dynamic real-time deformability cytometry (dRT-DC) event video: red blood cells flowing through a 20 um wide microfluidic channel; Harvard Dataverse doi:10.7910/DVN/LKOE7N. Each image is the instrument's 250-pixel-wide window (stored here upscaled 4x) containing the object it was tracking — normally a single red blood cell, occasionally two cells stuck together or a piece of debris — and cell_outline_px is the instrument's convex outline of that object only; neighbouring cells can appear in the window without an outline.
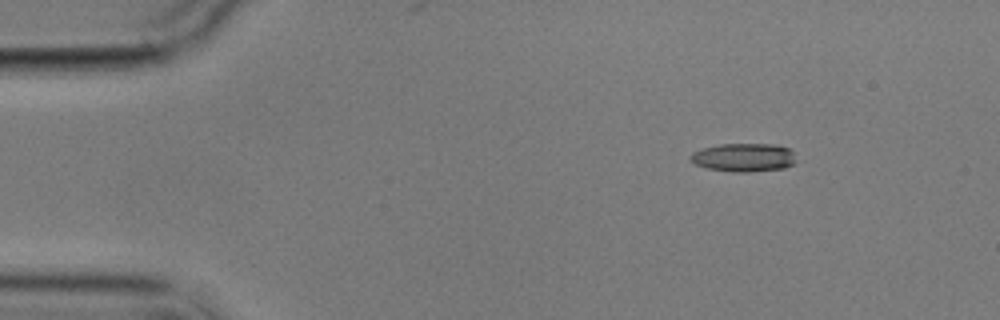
{"species": "common noctule bat (a hibernating species)", "species_latin": "Nyctalus noctula", "temperature_condition": "cold", "stored_images_in_passage": 8, "camera_frame_rate_fps": 3000, "um_per_image_px": 0.085, "animal": {"sex": "male", "body_mass_g": 17.9}, "frame": {"image": 1, "passage_image": 1, "time_ms": 0.0, "image_size_px": [1000, 320], "cell_outline_px": [[796, 164], [784, 168], [748, 172], [732, 172], [704, 168], [696, 164], [688, 156], [692, 152], [704, 148], [720, 144], [772, 144], [788, 148], [792, 152], [796, 160]], "centroid_in_image_um": [63.22, 13.39], "position_along_channel_um": 21.8, "area_um2": 17.57}}
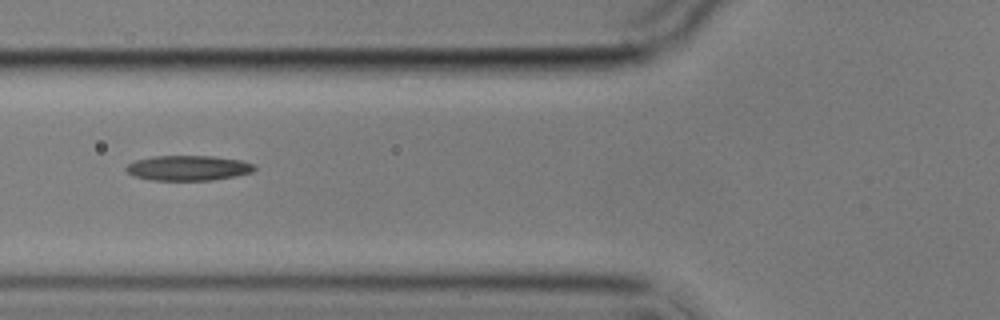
{"frame": {"image": 2, "passage_image": 5, "time_ms": 4.667, "image_size_px": [1000, 320], "cell_outline_px": [[256, 168], [252, 172], [236, 176], [212, 180], [152, 180], [136, 176], [128, 172], [124, 168], [128, 164], [136, 160], [152, 156], [212, 156], [240, 160], [256, 164]], "centroid_in_image_um": [16.03, 14.27], "position_along_channel_um": 109.8, "area_um2": 18.73}}
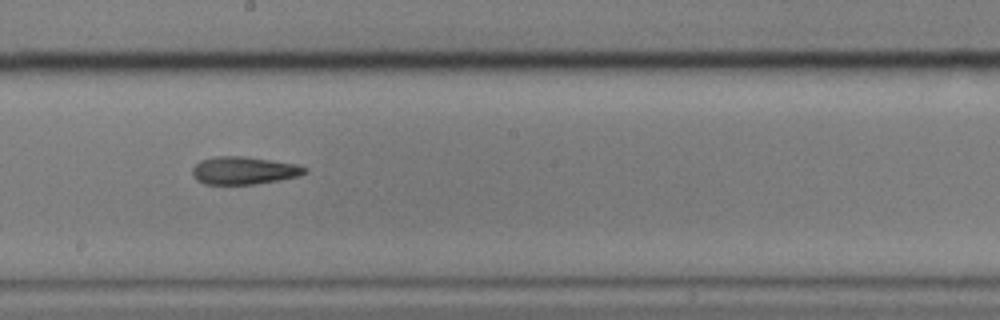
{"frame": {"image": 3, "passage_image": 8, "time_ms": 8.0, "image_size_px": [1000, 320], "cell_outline_px": [[308, 172], [300, 176], [280, 180], [256, 184], [204, 184], [196, 180], [192, 176], [192, 168], [200, 160], [216, 156], [244, 156], [296, 164], [308, 168]], "centroid_in_image_um": [20.73, 14.5], "position_along_channel_um": 227.5, "area_um2": 18.32}}